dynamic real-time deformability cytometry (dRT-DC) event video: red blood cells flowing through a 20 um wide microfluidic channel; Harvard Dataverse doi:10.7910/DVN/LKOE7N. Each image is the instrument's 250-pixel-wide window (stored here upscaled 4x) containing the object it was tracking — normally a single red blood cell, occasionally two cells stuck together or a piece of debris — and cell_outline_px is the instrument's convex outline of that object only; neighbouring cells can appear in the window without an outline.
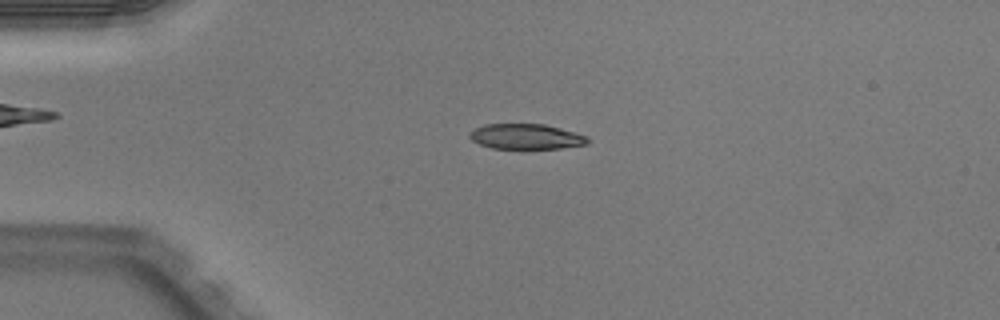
{"species": "Egyptian fruit bat (a non-hibernating species)", "species_latin": "Rousettus aegyptiacus", "temperature_condition": "warm", "stored_images_in_passage": 50, "camera_frame_rate_fps": 3000, "um_per_image_px": 0.085, "animal": {"sex": "male"}, "frame": {"image": 1, "passage_image": 12, "time_ms": 3.667, "image_size_px": [1000, 320], "cell_outline_px": [[592, 140], [588, 144], [560, 148], [492, 148], [480, 144], [472, 140], [468, 136], [468, 132], [484, 124], [544, 124], [560, 128], [588, 136]], "centroid_in_image_um": [44.73, 11.6], "position_along_channel_um": 40.3, "area_um2": 17.4}}
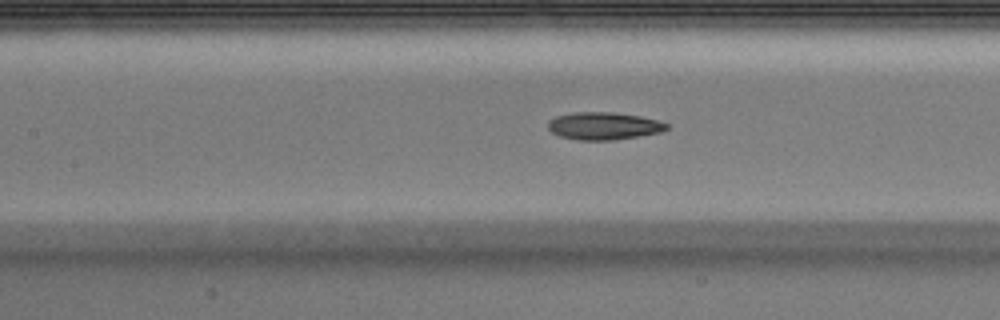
{"frame": {"image": 2, "passage_image": 23, "time_ms": 7.333, "image_size_px": [1000, 320], "cell_outline_px": [[668, 128], [660, 132], [612, 140], [580, 140], [560, 136], [552, 132], [548, 128], [548, 120], [556, 116], [572, 112], [612, 112], [640, 116], [656, 120], [668, 124]], "centroid_in_image_um": [51.27, 10.69], "position_along_channel_um": 156.1, "area_um2": 18.84}}
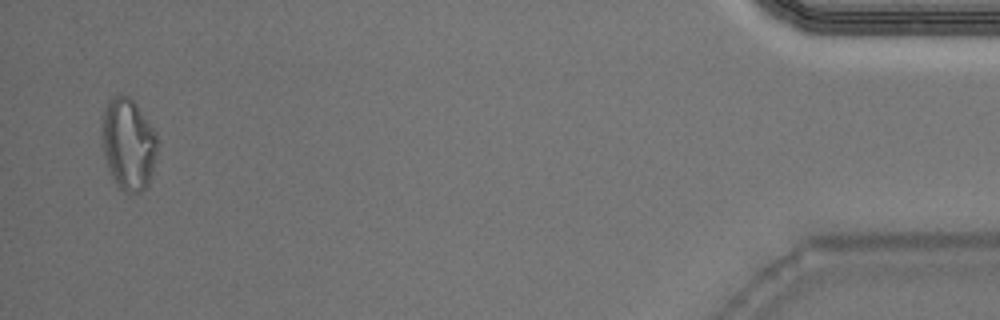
{"frame": {"image": 3, "passage_image": 49, "time_ms": 16.0, "image_size_px": [1000, 320], "cell_outline_px": [[156, 152], [148, 184], [140, 192], [124, 192], [120, 188], [112, 176], [108, 168], [104, 156], [104, 108], [108, 100], [112, 96], [128, 96], [136, 104], [156, 132]], "centroid_in_image_um": [10.92, 12.24], "position_along_channel_um": 424.3, "area_um2": 28.67}, "authors_computed_cell_mechanics": {"area_um2": 18.9006, "velocity_mm_per_s": 4.0028, "shape_relaxation_time_tau1_ms": 4.4711, "shape_relaxation_time_tau2_ms": 7.2425, "deformation_change_tau1": 0.1383, "deformation_change_tau2": 0.178}}